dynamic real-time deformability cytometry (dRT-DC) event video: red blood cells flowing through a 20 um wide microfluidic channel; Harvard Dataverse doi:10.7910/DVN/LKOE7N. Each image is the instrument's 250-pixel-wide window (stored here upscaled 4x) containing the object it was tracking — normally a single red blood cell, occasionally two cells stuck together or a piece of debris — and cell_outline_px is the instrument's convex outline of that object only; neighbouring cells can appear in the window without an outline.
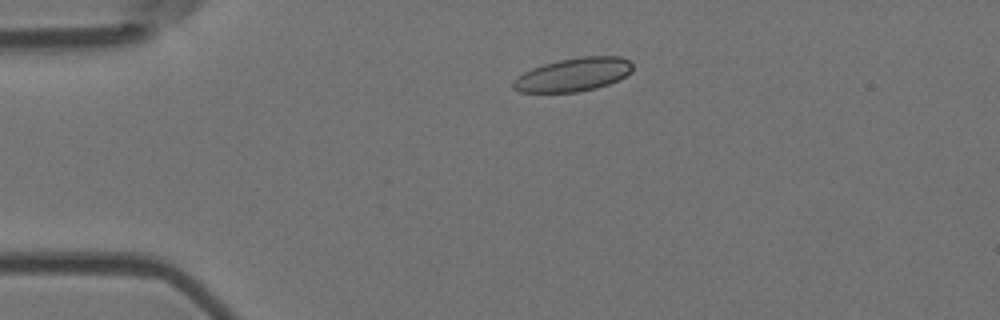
{"species": "Egyptian fruit bat (a non-hibernating species)", "species_latin": "Rousettus aegyptiacus", "temperature_condition": "room temperature", "stored_images_in_passage": 2, "camera_frame_rate_fps": 3000, "um_per_image_px": 0.085, "animal": {"sex": "female"}, "frame": {"image": 1, "passage_image": 1, "time_ms": 0.0, "image_size_px": [1000, 320], "cell_outline_px": [[632, 72], [608, 84], [596, 88], [576, 92], [520, 92], [512, 88], [512, 80], [524, 72], [532, 68], [544, 64], [560, 60], [580, 56], [620, 56], [628, 60], [632, 64]], "centroid_in_image_um": [48.71, 6.34], "position_along_channel_um": 36.3, "area_um2": 23.18}}